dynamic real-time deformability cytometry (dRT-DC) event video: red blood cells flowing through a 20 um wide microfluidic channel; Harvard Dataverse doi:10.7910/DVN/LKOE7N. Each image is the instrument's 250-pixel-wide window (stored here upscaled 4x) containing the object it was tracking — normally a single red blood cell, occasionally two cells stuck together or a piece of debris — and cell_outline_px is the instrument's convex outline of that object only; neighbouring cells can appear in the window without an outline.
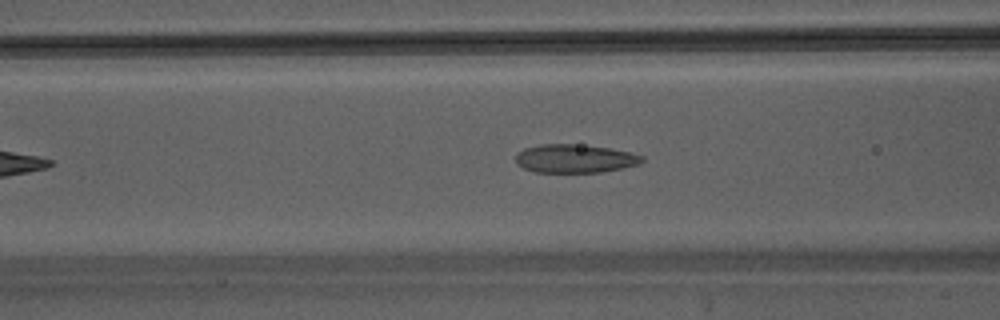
{"species": "Egyptian fruit bat (a non-hibernating species)", "species_latin": "Rousettus aegyptiacus", "temperature_condition": "warm", "stored_images_in_passage": 34, "camera_frame_rate_fps": 3000, "um_per_image_px": 0.085, "animal": {"sex": "male"}, "frame": {"image": 1, "passage_image": 10, "time_ms": 3.0, "image_size_px": [1000, 320], "cell_outline_px": [[644, 160], [640, 164], [624, 168], [600, 172], [536, 172], [524, 168], [516, 164], [516, 152], [524, 148], [540, 144], [572, 144], [608, 148], [628, 152], [644, 156]], "centroid_in_image_um": [48.84, 13.48], "position_along_channel_um": 117.8, "area_um2": 20.92}}
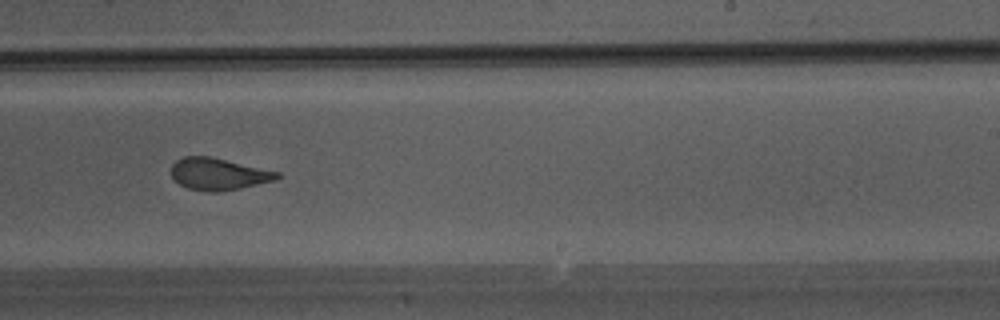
{"frame": {"image": 2, "passage_image": 20, "time_ms": 6.333, "image_size_px": [1000, 320], "cell_outline_px": [[284, 176], [276, 180], [240, 188], [220, 192], [208, 192], [188, 188], [180, 184], [172, 176], [172, 164], [176, 160], [184, 156], [212, 156], [280, 172]], "centroid_in_image_um": [18.61, 14.78], "position_along_channel_um": 270.4, "area_um2": 19.88}}
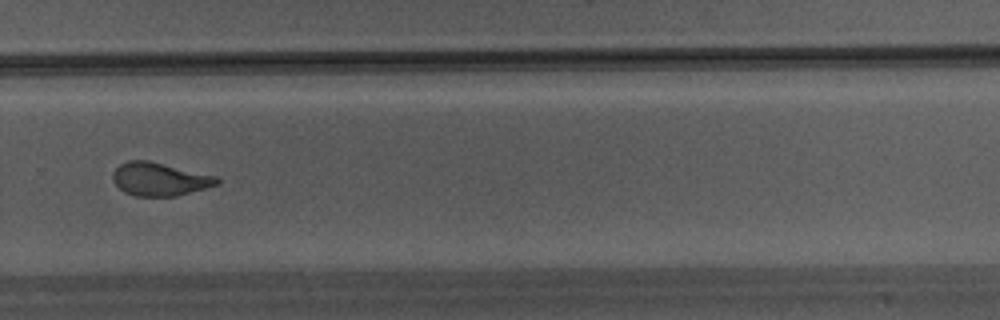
{"frame": {"image": 3, "passage_image": 23, "time_ms": 7.333, "image_size_px": [1000, 320], "cell_outline_px": [[220, 184], [176, 196], [136, 196], [124, 192], [112, 180], [112, 172], [120, 164], [128, 160], [148, 160], [216, 176], [220, 180]], "centroid_in_image_um": [13.55, 15.22], "position_along_channel_um": 316.2, "area_um2": 20.11}}